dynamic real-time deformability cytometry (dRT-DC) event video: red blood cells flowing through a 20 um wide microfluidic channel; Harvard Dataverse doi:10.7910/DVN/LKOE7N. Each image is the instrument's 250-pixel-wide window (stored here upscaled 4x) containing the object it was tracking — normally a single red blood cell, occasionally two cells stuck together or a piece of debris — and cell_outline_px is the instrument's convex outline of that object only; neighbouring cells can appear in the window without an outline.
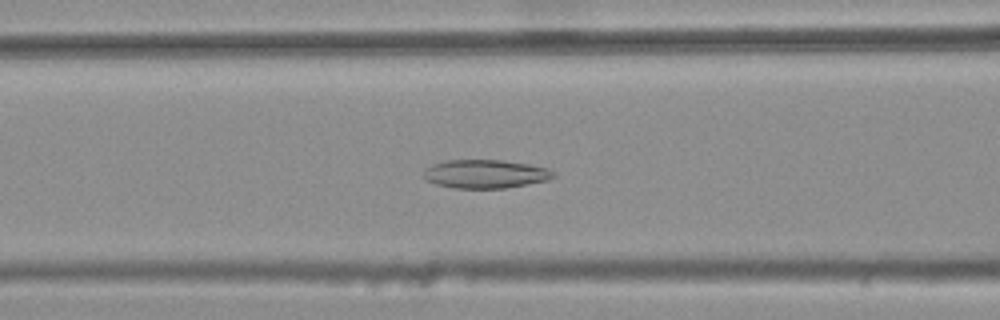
{"species": "common noctule bat (a hibernating species)", "species_latin": "Nyctalus noctula", "temperature_condition": "warm", "stored_images_in_passage": 33, "camera_frame_rate_fps": 3000, "um_per_image_px": 0.085, "animal": {"sex": "female", "body_mass_g": 25.1}, "frame": {"image": 1, "passage_image": 9, "time_ms": 2.667, "image_size_px": [1000, 320], "cell_outline_px": [[556, 176], [548, 180], [528, 184], [504, 188], [452, 188], [436, 184], [428, 180], [424, 176], [424, 172], [432, 164], [448, 160], [500, 160], [528, 164], [548, 168], [556, 172]], "centroid_in_image_um": [41.3, 14.79], "position_along_channel_um": 125.3, "area_um2": 21.5}}
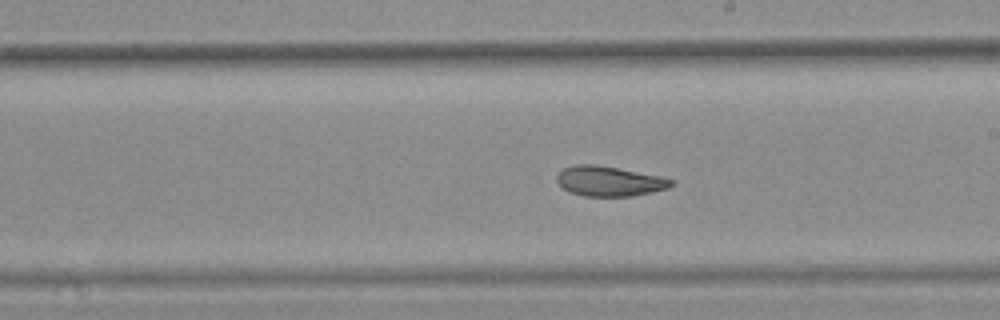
{"frame": {"image": 2, "passage_image": 18, "time_ms": 5.667, "image_size_px": [1000, 320], "cell_outline_px": [[676, 184], [668, 188], [632, 196], [584, 196], [572, 192], [564, 188], [556, 180], [556, 176], [564, 168], [576, 164], [596, 164], [660, 176], [676, 180]], "centroid_in_image_um": [51.83, 15.39], "position_along_channel_um": 237.2, "area_um2": 19.88}}
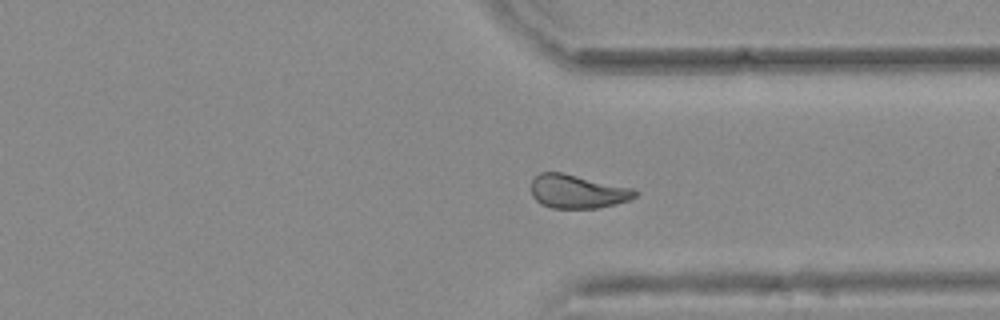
{"frame": {"image": 3, "passage_image": 28, "time_ms": 9.0, "image_size_px": [1000, 320], "cell_outline_px": [[640, 192], [636, 196], [628, 200], [616, 204], [596, 208], [552, 208], [540, 204], [532, 196], [532, 180], [540, 172], [564, 172], [632, 188]], "centroid_in_image_um": [49.08, 16.27], "position_along_channel_um": 362.3, "area_um2": 20.46}, "authors_computed_cell_mechanics": {"area_um2": 20.6346, "velocity_mm_per_s": 3.7424, "shape_relaxation_time_tau1_ms": null, "shape_relaxation_time_tau2_ms": 3.2391, "deformation_change_tau1": null, "deformation_change_tau2": 0.0967}}